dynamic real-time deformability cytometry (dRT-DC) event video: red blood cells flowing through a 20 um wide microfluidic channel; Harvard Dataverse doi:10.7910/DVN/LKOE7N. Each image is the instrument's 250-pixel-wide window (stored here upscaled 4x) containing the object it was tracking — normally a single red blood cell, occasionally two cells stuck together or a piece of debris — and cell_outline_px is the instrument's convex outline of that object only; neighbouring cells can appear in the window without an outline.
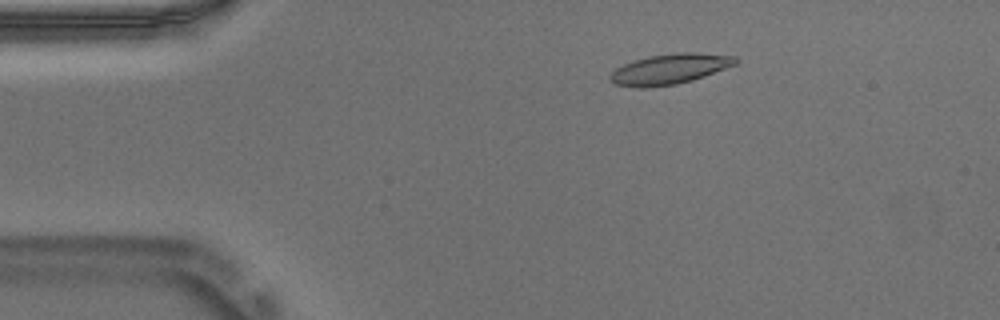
{"species": "Egyptian fruit bat (a non-hibernating species)", "species_latin": "Rousettus aegyptiacus", "temperature_condition": "warm", "stored_images_in_passage": 46, "camera_frame_rate_fps": 3000, "um_per_image_px": 0.085, "animal": {"sex": "male"}, "frame": {"image": 1, "passage_image": 2, "time_ms": 0.333, "image_size_px": [1000, 320], "cell_outline_px": [[740, 60], [736, 64], [704, 76], [692, 80], [676, 84], [644, 88], [640, 88], [616, 84], [608, 80], [608, 76], [616, 68], [624, 64], [648, 56], [676, 52], [696, 52], [736, 56]], "centroid_in_image_um": [56.93, 5.86], "position_along_channel_um": 28.1, "area_um2": 22.2}}
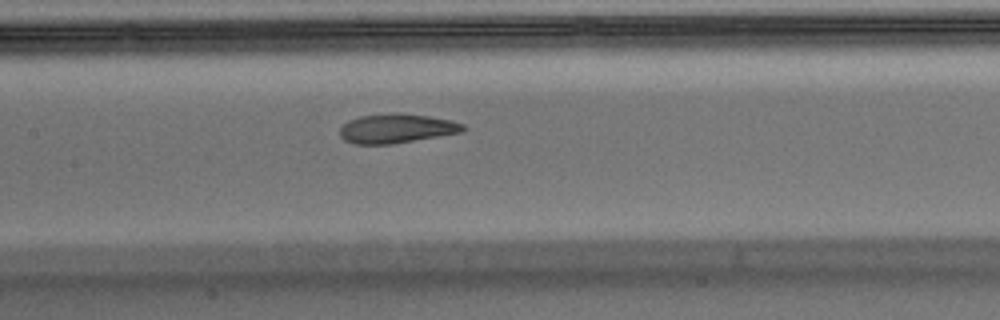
{"frame": {"image": 2, "passage_image": 18, "time_ms": 5.667, "image_size_px": [1000, 320], "cell_outline_px": [[468, 128], [464, 132], [392, 144], [352, 144], [344, 140], [340, 136], [340, 128], [348, 120], [360, 116], [388, 112], [396, 112], [428, 116], [448, 120], [464, 124]], "centroid_in_image_um": [33.7, 10.91], "position_along_channel_um": 173.7, "area_um2": 21.27}}
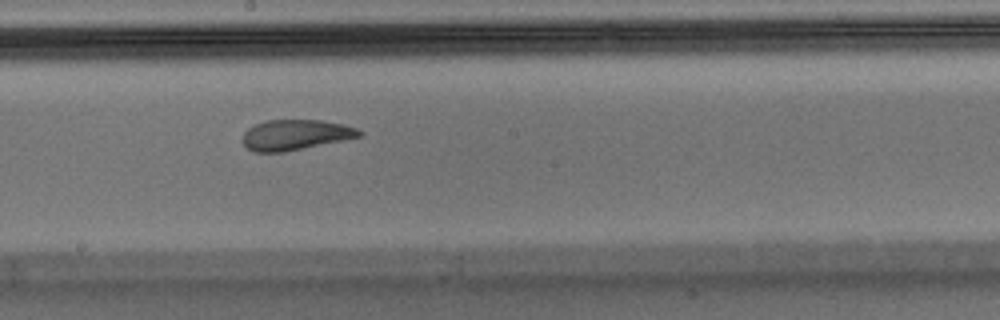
{"frame": {"image": 3, "passage_image": 22, "time_ms": 7.0, "image_size_px": [1000, 320], "cell_outline_px": [[364, 136], [284, 152], [256, 152], [248, 148], [240, 140], [244, 132], [248, 128], [256, 124], [268, 120], [320, 120], [344, 124], [356, 128], [364, 132]], "centroid_in_image_um": [25.13, 11.46], "position_along_channel_um": 223.1, "area_um2": 20.75}, "authors_computed_cell_mechanics": {"area_um2": 21.8195, "velocity_mm_per_s": 3.7149, "shape_relaxation_time_tau1_ms": 10.694, "shape_relaxation_time_tau2_ms": 1.5412, "deformation_change_tau1": 0.3051, "deformation_change_tau2": 0.0786}}